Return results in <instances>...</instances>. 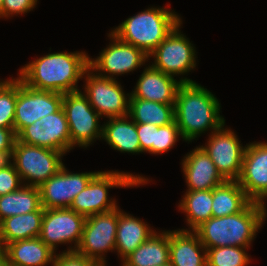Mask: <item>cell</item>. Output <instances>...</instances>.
Masks as SVG:
<instances>
[{"label":"cell","instance_id":"6da1fadb","mask_svg":"<svg viewBox=\"0 0 267 266\" xmlns=\"http://www.w3.org/2000/svg\"><path fill=\"white\" fill-rule=\"evenodd\" d=\"M28 63L17 75L27 86L66 94L80 90L78 83L89 68V55L85 51L54 52Z\"/></svg>","mask_w":267,"mask_h":266},{"label":"cell","instance_id":"7a4b0ae2","mask_svg":"<svg viewBox=\"0 0 267 266\" xmlns=\"http://www.w3.org/2000/svg\"><path fill=\"white\" fill-rule=\"evenodd\" d=\"M212 92L197 82L182 83L176 94L174 120L183 141L192 142L206 131L214 132L225 124L221 104Z\"/></svg>","mask_w":267,"mask_h":266},{"label":"cell","instance_id":"3957f363","mask_svg":"<svg viewBox=\"0 0 267 266\" xmlns=\"http://www.w3.org/2000/svg\"><path fill=\"white\" fill-rule=\"evenodd\" d=\"M263 224L262 203L251 201L239 213L211 217L194 231L206 250L222 246L250 247Z\"/></svg>","mask_w":267,"mask_h":266},{"label":"cell","instance_id":"277c9868","mask_svg":"<svg viewBox=\"0 0 267 266\" xmlns=\"http://www.w3.org/2000/svg\"><path fill=\"white\" fill-rule=\"evenodd\" d=\"M167 7H149L130 16L111 30L123 42L129 43L149 56L182 22L177 12Z\"/></svg>","mask_w":267,"mask_h":266},{"label":"cell","instance_id":"5b68a950","mask_svg":"<svg viewBox=\"0 0 267 266\" xmlns=\"http://www.w3.org/2000/svg\"><path fill=\"white\" fill-rule=\"evenodd\" d=\"M150 179L142 175L120 171H99L89 184L75 196L70 209L85 217L107 212L118 207L117 201L109 197L110 188H130L148 184Z\"/></svg>","mask_w":267,"mask_h":266},{"label":"cell","instance_id":"8992f818","mask_svg":"<svg viewBox=\"0 0 267 266\" xmlns=\"http://www.w3.org/2000/svg\"><path fill=\"white\" fill-rule=\"evenodd\" d=\"M65 154L35 145H28L16 140L14 144L13 165L23 185L39 187L64 165Z\"/></svg>","mask_w":267,"mask_h":266},{"label":"cell","instance_id":"52a82bcc","mask_svg":"<svg viewBox=\"0 0 267 266\" xmlns=\"http://www.w3.org/2000/svg\"><path fill=\"white\" fill-rule=\"evenodd\" d=\"M62 108L65 112L71 137V150L74 147H89L94 141L102 140V118L90 105L81 90L63 94Z\"/></svg>","mask_w":267,"mask_h":266},{"label":"cell","instance_id":"ba28073f","mask_svg":"<svg viewBox=\"0 0 267 266\" xmlns=\"http://www.w3.org/2000/svg\"><path fill=\"white\" fill-rule=\"evenodd\" d=\"M179 23L173 31L148 56L153 58V68L166 75L183 76L196 68V49L186 35L182 34Z\"/></svg>","mask_w":267,"mask_h":266},{"label":"cell","instance_id":"9c48e42d","mask_svg":"<svg viewBox=\"0 0 267 266\" xmlns=\"http://www.w3.org/2000/svg\"><path fill=\"white\" fill-rule=\"evenodd\" d=\"M118 207L86 217L82 238L75 250L99 264H106V253L115 252Z\"/></svg>","mask_w":267,"mask_h":266},{"label":"cell","instance_id":"30bf717a","mask_svg":"<svg viewBox=\"0 0 267 266\" xmlns=\"http://www.w3.org/2000/svg\"><path fill=\"white\" fill-rule=\"evenodd\" d=\"M83 77L85 85L82 86V93L102 118L124 117L129 114L131 94H125L116 79L101 77L90 68L85 71Z\"/></svg>","mask_w":267,"mask_h":266},{"label":"cell","instance_id":"8fae6325","mask_svg":"<svg viewBox=\"0 0 267 266\" xmlns=\"http://www.w3.org/2000/svg\"><path fill=\"white\" fill-rule=\"evenodd\" d=\"M109 45L95 59L89 57V68L97 75L115 80L116 76L135 71L148 62V56L139 48L123 42L111 31Z\"/></svg>","mask_w":267,"mask_h":266},{"label":"cell","instance_id":"7c38bea8","mask_svg":"<svg viewBox=\"0 0 267 266\" xmlns=\"http://www.w3.org/2000/svg\"><path fill=\"white\" fill-rule=\"evenodd\" d=\"M85 219L70 208L44 209L39 238L55 253L58 244H69L62 252L75 251L82 238Z\"/></svg>","mask_w":267,"mask_h":266},{"label":"cell","instance_id":"4fadbf2b","mask_svg":"<svg viewBox=\"0 0 267 266\" xmlns=\"http://www.w3.org/2000/svg\"><path fill=\"white\" fill-rule=\"evenodd\" d=\"M63 94L55 91L38 90L27 86L17 77V100L15 104L14 131L16 135L49 114L62 108Z\"/></svg>","mask_w":267,"mask_h":266},{"label":"cell","instance_id":"5bb4252c","mask_svg":"<svg viewBox=\"0 0 267 266\" xmlns=\"http://www.w3.org/2000/svg\"><path fill=\"white\" fill-rule=\"evenodd\" d=\"M223 124L219 129L210 133L207 144L201 145L215 164L218 172L227 181H237L241 175L243 156L246 145L231 128H224Z\"/></svg>","mask_w":267,"mask_h":266},{"label":"cell","instance_id":"9a60e30c","mask_svg":"<svg viewBox=\"0 0 267 266\" xmlns=\"http://www.w3.org/2000/svg\"><path fill=\"white\" fill-rule=\"evenodd\" d=\"M238 183L247 197L262 203L264 222L267 217V142H250L246 144L241 175Z\"/></svg>","mask_w":267,"mask_h":266},{"label":"cell","instance_id":"2e32d148","mask_svg":"<svg viewBox=\"0 0 267 266\" xmlns=\"http://www.w3.org/2000/svg\"><path fill=\"white\" fill-rule=\"evenodd\" d=\"M97 172L73 173L65 165L38 188L44 209L69 208L75 196L91 181Z\"/></svg>","mask_w":267,"mask_h":266},{"label":"cell","instance_id":"e0dca14e","mask_svg":"<svg viewBox=\"0 0 267 266\" xmlns=\"http://www.w3.org/2000/svg\"><path fill=\"white\" fill-rule=\"evenodd\" d=\"M190 78L181 77L178 81L166 75L150 64L137 80L135 88L130 92V98H139L163 104H175L176 94L182 83H194Z\"/></svg>","mask_w":267,"mask_h":266},{"label":"cell","instance_id":"ac0fdd59","mask_svg":"<svg viewBox=\"0 0 267 266\" xmlns=\"http://www.w3.org/2000/svg\"><path fill=\"white\" fill-rule=\"evenodd\" d=\"M181 165L187 190H210L226 181L200 145L183 157Z\"/></svg>","mask_w":267,"mask_h":266},{"label":"cell","instance_id":"d6986e66","mask_svg":"<svg viewBox=\"0 0 267 266\" xmlns=\"http://www.w3.org/2000/svg\"><path fill=\"white\" fill-rule=\"evenodd\" d=\"M169 262L173 266H207V250L195 231L169 230Z\"/></svg>","mask_w":267,"mask_h":266},{"label":"cell","instance_id":"ffe728a7","mask_svg":"<svg viewBox=\"0 0 267 266\" xmlns=\"http://www.w3.org/2000/svg\"><path fill=\"white\" fill-rule=\"evenodd\" d=\"M0 252L8 266H52L56 255L39 237L6 244Z\"/></svg>","mask_w":267,"mask_h":266},{"label":"cell","instance_id":"44dd1931","mask_svg":"<svg viewBox=\"0 0 267 266\" xmlns=\"http://www.w3.org/2000/svg\"><path fill=\"white\" fill-rule=\"evenodd\" d=\"M156 230L147 222L126 213L118 207V225L115 252L121 262L145 242Z\"/></svg>","mask_w":267,"mask_h":266},{"label":"cell","instance_id":"7402d4cb","mask_svg":"<svg viewBox=\"0 0 267 266\" xmlns=\"http://www.w3.org/2000/svg\"><path fill=\"white\" fill-rule=\"evenodd\" d=\"M108 119L103 124L102 139L112 149L121 153L140 154L141 147L136 123L128 115Z\"/></svg>","mask_w":267,"mask_h":266},{"label":"cell","instance_id":"603a6c76","mask_svg":"<svg viewBox=\"0 0 267 266\" xmlns=\"http://www.w3.org/2000/svg\"><path fill=\"white\" fill-rule=\"evenodd\" d=\"M44 208L4 219L0 223V250L9 243L37 238L41 233Z\"/></svg>","mask_w":267,"mask_h":266},{"label":"cell","instance_id":"cb8c5ba5","mask_svg":"<svg viewBox=\"0 0 267 266\" xmlns=\"http://www.w3.org/2000/svg\"><path fill=\"white\" fill-rule=\"evenodd\" d=\"M169 263V230L153 233L121 266H163Z\"/></svg>","mask_w":267,"mask_h":266},{"label":"cell","instance_id":"d4e9b609","mask_svg":"<svg viewBox=\"0 0 267 266\" xmlns=\"http://www.w3.org/2000/svg\"><path fill=\"white\" fill-rule=\"evenodd\" d=\"M213 189L210 190H186L180 200L178 208L186 215L188 229L194 231L203 222L212 217Z\"/></svg>","mask_w":267,"mask_h":266},{"label":"cell","instance_id":"484cf974","mask_svg":"<svg viewBox=\"0 0 267 266\" xmlns=\"http://www.w3.org/2000/svg\"><path fill=\"white\" fill-rule=\"evenodd\" d=\"M250 202L238 181L226 180L213 188L212 217L237 214Z\"/></svg>","mask_w":267,"mask_h":266},{"label":"cell","instance_id":"4316f807","mask_svg":"<svg viewBox=\"0 0 267 266\" xmlns=\"http://www.w3.org/2000/svg\"><path fill=\"white\" fill-rule=\"evenodd\" d=\"M41 207L39 188L23 185L17 191L0 196V223L6 218L37 211Z\"/></svg>","mask_w":267,"mask_h":266},{"label":"cell","instance_id":"83f0119b","mask_svg":"<svg viewBox=\"0 0 267 266\" xmlns=\"http://www.w3.org/2000/svg\"><path fill=\"white\" fill-rule=\"evenodd\" d=\"M174 106L175 104L130 98L128 116L135 123L166 126L174 121Z\"/></svg>","mask_w":267,"mask_h":266},{"label":"cell","instance_id":"f1b7e54d","mask_svg":"<svg viewBox=\"0 0 267 266\" xmlns=\"http://www.w3.org/2000/svg\"><path fill=\"white\" fill-rule=\"evenodd\" d=\"M43 148L58 150L67 154L71 150L69 125L63 108L41 119Z\"/></svg>","mask_w":267,"mask_h":266},{"label":"cell","instance_id":"f546056e","mask_svg":"<svg viewBox=\"0 0 267 266\" xmlns=\"http://www.w3.org/2000/svg\"><path fill=\"white\" fill-rule=\"evenodd\" d=\"M250 247L222 246L207 249V266H247L251 263Z\"/></svg>","mask_w":267,"mask_h":266},{"label":"cell","instance_id":"4dcf8cb0","mask_svg":"<svg viewBox=\"0 0 267 266\" xmlns=\"http://www.w3.org/2000/svg\"><path fill=\"white\" fill-rule=\"evenodd\" d=\"M10 78L0 83V128H14L17 78Z\"/></svg>","mask_w":267,"mask_h":266},{"label":"cell","instance_id":"1f68e13d","mask_svg":"<svg viewBox=\"0 0 267 266\" xmlns=\"http://www.w3.org/2000/svg\"><path fill=\"white\" fill-rule=\"evenodd\" d=\"M182 138L176 121L166 126H159L155 129V144H153V154L159 155L171 150L179 138Z\"/></svg>","mask_w":267,"mask_h":266},{"label":"cell","instance_id":"d6a6232c","mask_svg":"<svg viewBox=\"0 0 267 266\" xmlns=\"http://www.w3.org/2000/svg\"><path fill=\"white\" fill-rule=\"evenodd\" d=\"M38 0H3L0 18H10L14 15H22L33 11L36 8Z\"/></svg>","mask_w":267,"mask_h":266},{"label":"cell","instance_id":"836d02e7","mask_svg":"<svg viewBox=\"0 0 267 266\" xmlns=\"http://www.w3.org/2000/svg\"><path fill=\"white\" fill-rule=\"evenodd\" d=\"M23 186L14 165L0 169V196L19 190Z\"/></svg>","mask_w":267,"mask_h":266},{"label":"cell","instance_id":"e575fe53","mask_svg":"<svg viewBox=\"0 0 267 266\" xmlns=\"http://www.w3.org/2000/svg\"><path fill=\"white\" fill-rule=\"evenodd\" d=\"M99 263L76 251L56 253L52 266H98Z\"/></svg>","mask_w":267,"mask_h":266},{"label":"cell","instance_id":"d590c367","mask_svg":"<svg viewBox=\"0 0 267 266\" xmlns=\"http://www.w3.org/2000/svg\"><path fill=\"white\" fill-rule=\"evenodd\" d=\"M41 124V120H37L33 124L24 127L17 134V141L43 147V128Z\"/></svg>","mask_w":267,"mask_h":266},{"label":"cell","instance_id":"8d00e7d4","mask_svg":"<svg viewBox=\"0 0 267 266\" xmlns=\"http://www.w3.org/2000/svg\"><path fill=\"white\" fill-rule=\"evenodd\" d=\"M158 126L149 123H136V130L138 134V139L140 142L141 153L153 154V144H155V129Z\"/></svg>","mask_w":267,"mask_h":266},{"label":"cell","instance_id":"74e56055","mask_svg":"<svg viewBox=\"0 0 267 266\" xmlns=\"http://www.w3.org/2000/svg\"><path fill=\"white\" fill-rule=\"evenodd\" d=\"M16 140L14 128H0V151L14 148Z\"/></svg>","mask_w":267,"mask_h":266},{"label":"cell","instance_id":"f35d334b","mask_svg":"<svg viewBox=\"0 0 267 266\" xmlns=\"http://www.w3.org/2000/svg\"><path fill=\"white\" fill-rule=\"evenodd\" d=\"M14 148L0 151V169L13 166Z\"/></svg>","mask_w":267,"mask_h":266},{"label":"cell","instance_id":"ab89813d","mask_svg":"<svg viewBox=\"0 0 267 266\" xmlns=\"http://www.w3.org/2000/svg\"><path fill=\"white\" fill-rule=\"evenodd\" d=\"M0 266H8L6 264V261H5L3 254L1 252H0Z\"/></svg>","mask_w":267,"mask_h":266},{"label":"cell","instance_id":"60d3db41","mask_svg":"<svg viewBox=\"0 0 267 266\" xmlns=\"http://www.w3.org/2000/svg\"><path fill=\"white\" fill-rule=\"evenodd\" d=\"M3 0H0V12L2 11Z\"/></svg>","mask_w":267,"mask_h":266},{"label":"cell","instance_id":"b9f144b4","mask_svg":"<svg viewBox=\"0 0 267 266\" xmlns=\"http://www.w3.org/2000/svg\"><path fill=\"white\" fill-rule=\"evenodd\" d=\"M163 266H173L170 262L166 265H163Z\"/></svg>","mask_w":267,"mask_h":266},{"label":"cell","instance_id":"7bdbcfd3","mask_svg":"<svg viewBox=\"0 0 267 266\" xmlns=\"http://www.w3.org/2000/svg\"><path fill=\"white\" fill-rule=\"evenodd\" d=\"M98 266H107L106 264H99Z\"/></svg>","mask_w":267,"mask_h":266}]
</instances>
